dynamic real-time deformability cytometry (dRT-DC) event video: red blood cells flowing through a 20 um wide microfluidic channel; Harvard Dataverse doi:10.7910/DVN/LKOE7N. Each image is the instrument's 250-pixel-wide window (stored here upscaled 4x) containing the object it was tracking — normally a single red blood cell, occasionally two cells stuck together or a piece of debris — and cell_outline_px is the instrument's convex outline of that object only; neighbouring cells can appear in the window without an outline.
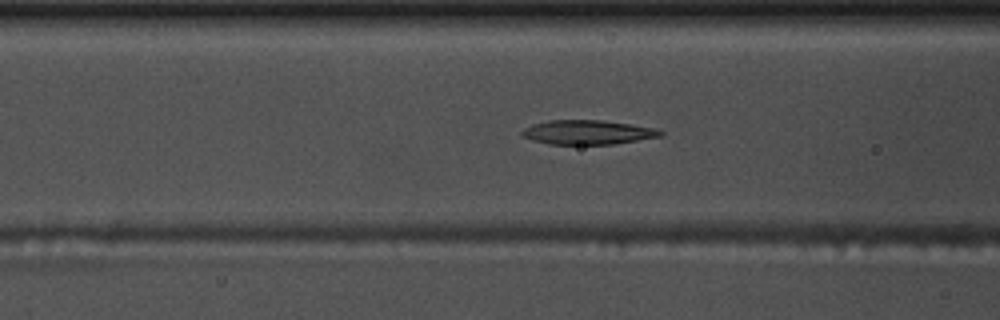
{"species": "common noctule bat (a hibernating species)", "species_latin": "Nyctalus noctula", "temperature_condition": "warm", "stored_images_in_passage": 54, "camera_frame_rate_fps": 3000, "um_per_image_px": 0.085, "animal": {"sex": "male", "body_mass_g": 17.5, "forearm_length_mm": 52.3}, "frame": {"image": 1, "passage_image": 20, "time_ms": 6.333, "image_size_px": [1000, 320], "cell_outline_px": [[664, 136], [612, 144], [548, 144], [532, 140], [524, 136], [520, 132], [524, 128], [532, 124], [548, 120], [600, 120], [656, 128], [664, 132]], "centroid_in_image_um": [49.95, 11.24], "position_along_channel_um": 116.6, "area_um2": 19.54}}
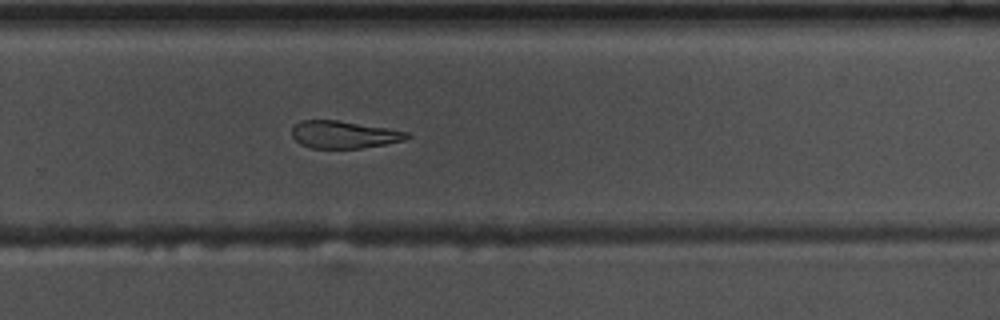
{"frame": {"image": 2, "passage_image": 35, "time_ms": 11.333, "image_size_px": [1000, 320], "cell_outline_px": [[412, 136], [404, 140], [384, 144], [360, 148], [312, 148], [300, 144], [292, 136], [292, 128], [300, 120], [336, 120], [388, 128], [408, 132]], "centroid_in_image_um": [29.22, 11.44], "position_along_channel_um": 300.6, "area_um2": 18.26}}
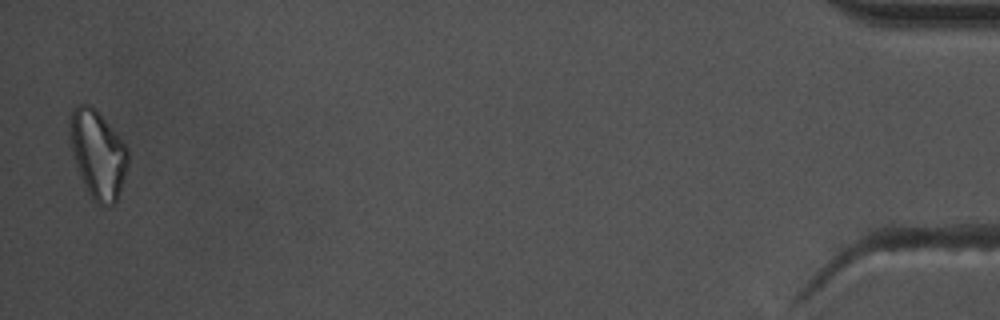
{"frame": {"image": 3, "passage_image": 53, "time_ms": 17.333, "image_size_px": [1000, 320], "cell_outline_px": [[128, 164], [120, 192], [116, 200], [112, 204], [104, 208], [96, 204], [88, 196], [80, 176], [76, 164], [68, 136], [68, 128], [72, 112], [76, 104], [88, 104], [96, 108], [128, 148]], "centroid_in_image_um": [8.3, 13.13], "position_along_channel_um": 426.9, "area_um2": 30.17}, "authors_computed_cell_mechanics": {"area_um2": 20.1144, "velocity_mm_per_s": 3.6876, "shape_relaxation_time_tau1_ms": 8.624, "shape_relaxation_time_tau2_ms": 6.6237, "deformation_change_tau1": 0.2106, "deformation_change_tau2": 0.1509}}